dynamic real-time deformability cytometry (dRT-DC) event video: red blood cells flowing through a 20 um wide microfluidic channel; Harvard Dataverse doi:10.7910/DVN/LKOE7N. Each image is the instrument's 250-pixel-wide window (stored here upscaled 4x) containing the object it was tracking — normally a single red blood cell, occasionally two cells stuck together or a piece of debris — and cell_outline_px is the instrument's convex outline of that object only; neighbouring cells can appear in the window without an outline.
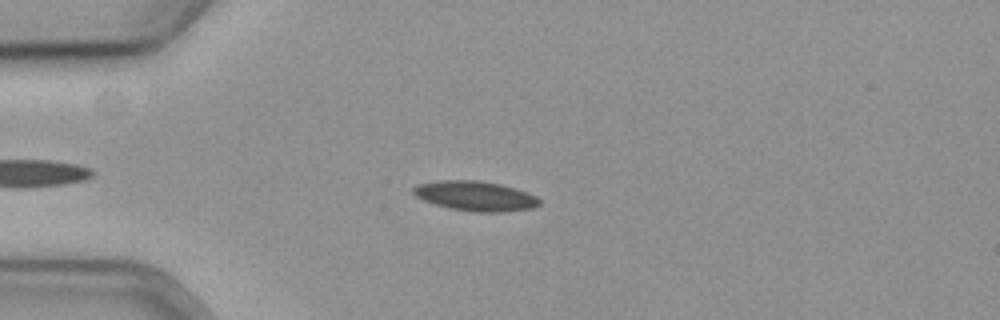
{"species": "common noctule bat (a hibernating species)", "species_latin": "Nyctalus noctula", "temperature_condition": "cold", "stored_images_in_passage": 47, "camera_frame_rate_fps": 3000, "um_per_image_px": 0.085, "animal": {"sex": "female", "body_mass_g": 19.3, "forearm_length_mm": 54.1}, "frame": {"image": 1, "passage_image": 9, "time_ms": 2.667, "image_size_px": [1000, 320], "cell_outline_px": [[540, 204], [532, 208], [504, 212], [476, 212], [448, 208], [424, 200], [416, 196], [412, 192], [412, 188], [420, 184], [436, 180], [476, 180], [500, 184], [516, 188], [528, 192], [536, 196], [540, 200]], "centroid_in_image_um": [40.42, 16.66], "position_along_channel_um": 44.6, "area_um2": 21.91}}
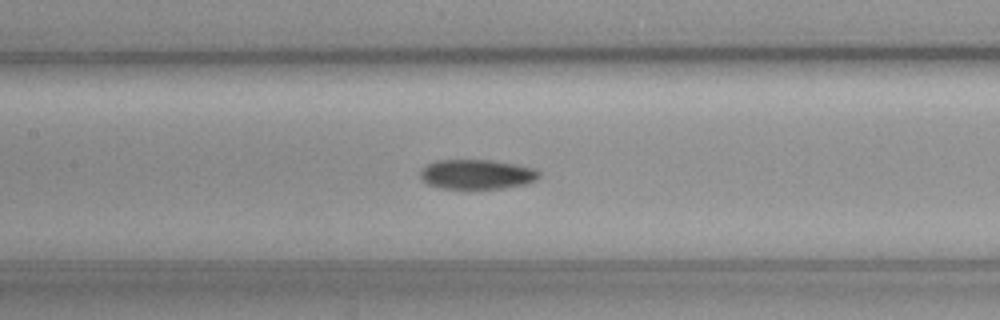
{"frame": {"image": 2, "passage_image": 21, "time_ms": 6.667, "image_size_px": [1000, 320], "cell_outline_px": [[540, 176], [536, 180], [528, 184], [504, 188], [472, 192], [440, 188], [428, 184], [420, 176], [420, 172], [428, 164], [436, 160], [488, 160], [516, 164], [536, 168], [540, 172]], "centroid_in_image_um": [40.57, 14.87], "position_along_channel_um": 166.8, "area_um2": 21.44}}
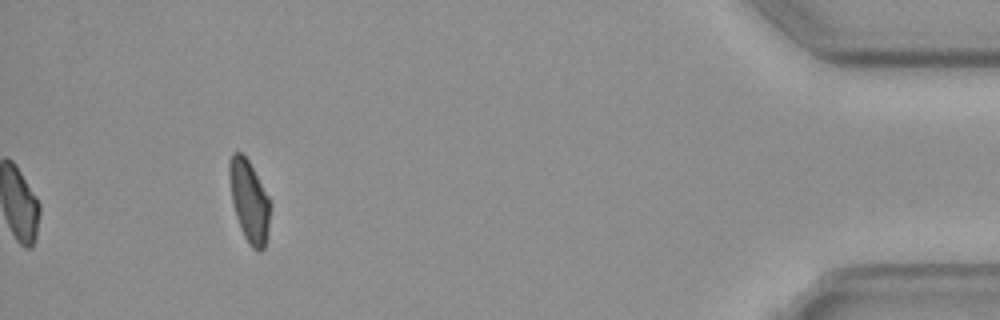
{"frame": {"image": 3, "passage_image": 47, "time_ms": 15.333, "image_size_px": [1000, 320], "cell_outline_px": [[272, 204], [268, 228], [264, 248], [260, 252], [256, 252], [248, 244], [240, 228], [236, 216], [232, 200], [228, 176], [228, 164], [232, 152], [240, 152], [248, 160], [268, 196]], "centroid_in_image_um": [21.18, 17.11], "position_along_channel_um": 414.0, "area_um2": 19.59}, "authors_computed_cell_mechanics": {"area_um2": 20.8658, "velocity_mm_per_s": 3.631, "shape_relaxation_time_tau1_ms": 5.5363, "shape_relaxation_time_tau2_ms": null, "deformation_change_tau1": 0.1212, "deformation_change_tau2": null}}